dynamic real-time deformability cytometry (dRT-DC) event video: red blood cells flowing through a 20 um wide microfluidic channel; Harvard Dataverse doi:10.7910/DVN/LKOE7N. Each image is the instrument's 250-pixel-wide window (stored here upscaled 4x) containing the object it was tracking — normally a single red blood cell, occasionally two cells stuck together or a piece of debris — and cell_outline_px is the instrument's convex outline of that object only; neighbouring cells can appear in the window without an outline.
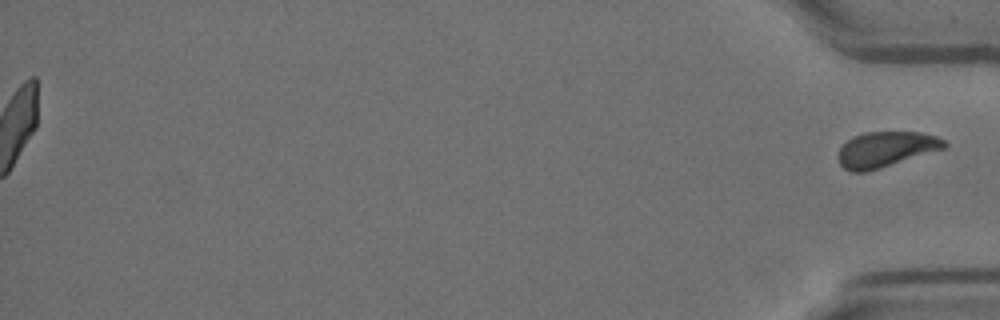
{"species": "Egyptian fruit bat (a non-hibernating species)", "species_latin": "Rousettus aegyptiacus", "temperature_condition": "room temperature", "stored_images_in_passage": 58, "segment_of_instrument_passage": [2, 2], "camera_frame_rate_fps": 3000, "um_per_image_px": 0.085, "animal": {"sex": "female"}, "frame": {"image": 1, "passage_image": 58, "time_ms": 19.0, "image_size_px": [1000, 320], "cell_outline_px": [[948, 144], [944, 148], [868, 172], [848, 172], [840, 164], [840, 148], [852, 136], [864, 132], [920, 132], [936, 136], [944, 140]], "centroid_in_image_um": [75.29, 12.69], "position_along_channel_um": 359.9, "area_um2": 21.73}}